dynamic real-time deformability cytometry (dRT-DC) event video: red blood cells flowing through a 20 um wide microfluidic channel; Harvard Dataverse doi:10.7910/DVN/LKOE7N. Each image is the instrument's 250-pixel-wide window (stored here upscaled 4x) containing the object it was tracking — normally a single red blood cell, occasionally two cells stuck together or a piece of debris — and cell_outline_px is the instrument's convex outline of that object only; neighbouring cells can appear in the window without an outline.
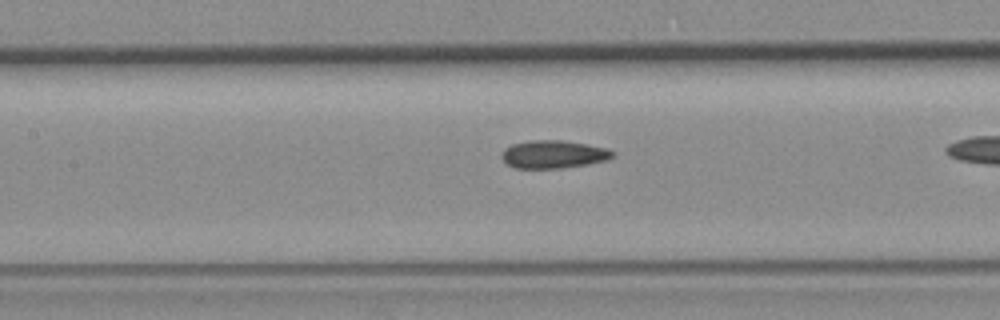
{"species": "common noctule bat (a hibernating species)", "species_latin": "Nyctalus noctula", "temperature_condition": "room temperature", "stored_images_in_passage": 30, "camera_frame_rate_fps": 3000, "um_per_image_px": 0.085, "animal": {"sex": "female", "body_mass_g": 19.3, "forearm_length_mm": 54.1}, "frame": {"image": 1, "passage_image": 13, "time_ms": 4.0, "image_size_px": [1000, 320], "cell_outline_px": [[616, 156], [608, 160], [588, 164], [560, 168], [516, 168], [508, 164], [500, 156], [504, 148], [512, 144], [532, 140], [560, 140], [608, 148], [616, 152]], "centroid_in_image_um": [47.08, 13.12], "position_along_channel_um": 160.3, "area_um2": 18.09}}
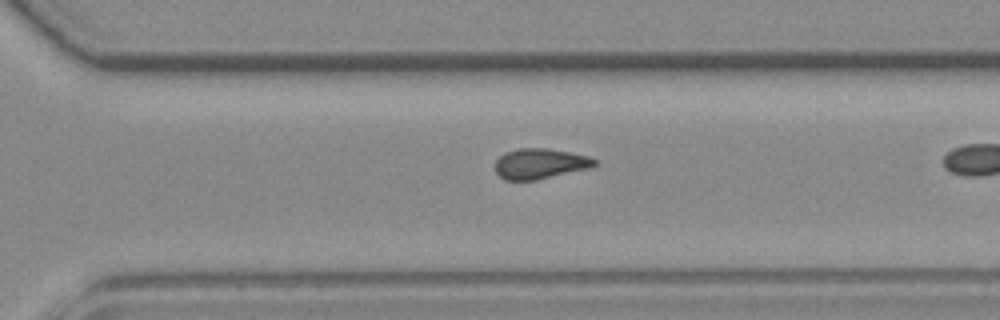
{"frame": {"image": 2, "passage_image": 26, "time_ms": 8.333, "image_size_px": [1000, 320], "cell_outline_px": [[596, 164], [588, 168], [536, 180], [504, 180], [496, 172], [496, 160], [504, 152], [516, 148], [544, 148], [568, 152], [588, 156], [596, 160]], "centroid_in_image_um": [45.85, 13.91], "position_along_channel_um": 324.7, "area_um2": 17.4}}